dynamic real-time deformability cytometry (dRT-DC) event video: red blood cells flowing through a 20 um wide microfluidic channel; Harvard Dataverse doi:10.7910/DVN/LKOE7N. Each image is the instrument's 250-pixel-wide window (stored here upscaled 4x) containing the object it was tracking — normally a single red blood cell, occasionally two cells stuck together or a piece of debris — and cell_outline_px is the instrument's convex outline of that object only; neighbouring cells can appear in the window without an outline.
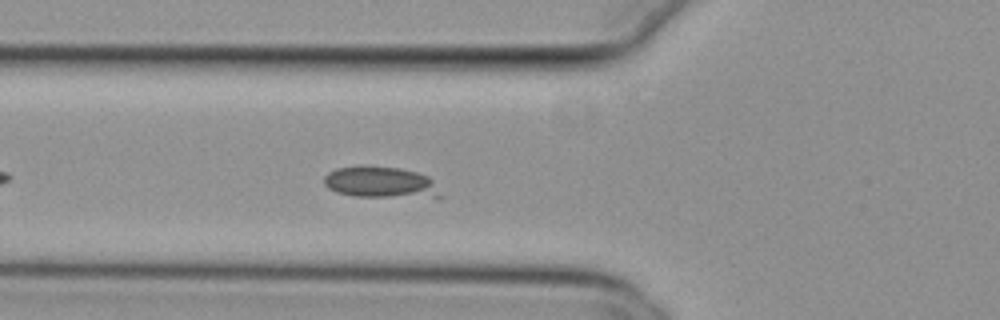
{"species": "common noctule bat (a hibernating species)", "species_latin": "Nyctalus noctula", "temperature_condition": "cold", "stored_images_in_passage": 32, "camera_frame_rate_fps": 3000, "um_per_image_px": 0.085, "animal": {"sex": "female", "body_mass_g": 29.2, "forearm_length_mm": 56.3}, "frame": {"image": 1, "passage_image": 8, "time_ms": 2.333, "image_size_px": [1000, 320], "cell_outline_px": [[444, 196], [436, 200], [352, 196], [336, 192], [328, 188], [324, 184], [324, 176], [328, 172], [336, 168], [360, 164], [364, 164], [400, 168], [416, 172], [428, 176], [432, 180]], "centroid_in_image_um": [32.43, 15.53], "position_along_channel_um": 93.4, "area_um2": 22.66}}
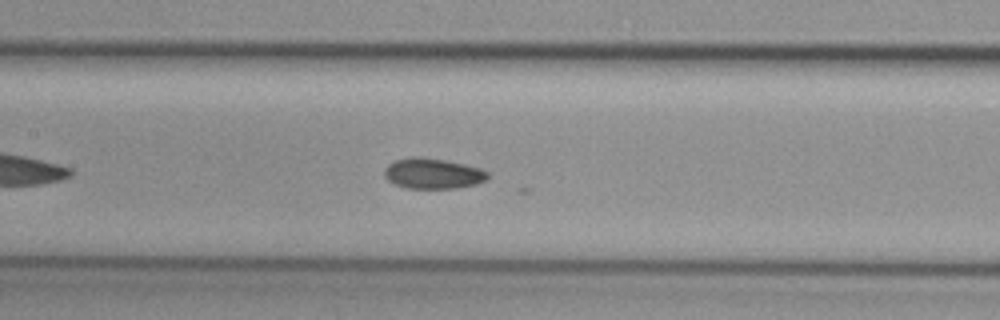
{"frame": {"image": 2, "passage_image": 14, "time_ms": 4.333, "image_size_px": [1000, 320], "cell_outline_px": [[488, 176], [484, 180], [476, 184], [456, 188], [408, 188], [396, 184], [388, 180], [384, 176], [384, 168], [388, 164], [396, 160], [416, 156], [420, 156], [444, 160], [464, 164], [480, 168], [488, 172]], "centroid_in_image_um": [36.77, 14.74], "position_along_channel_um": 170.6, "area_um2": 18.21}}
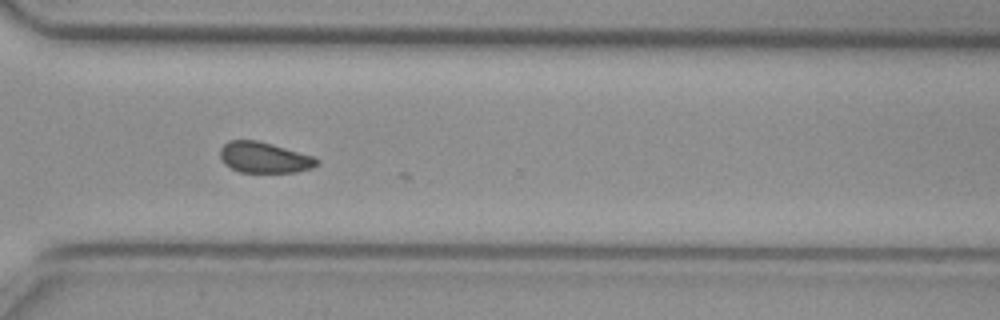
{"frame": {"image": 3, "passage_image": 28, "time_ms": 9.0, "image_size_px": [1000, 320], "cell_outline_px": [[320, 164], [312, 168], [296, 172], [240, 172], [224, 164], [220, 156], [220, 148], [228, 140], [256, 140], [272, 144], [312, 156], [320, 160]], "centroid_in_image_um": [22.46, 13.39], "position_along_channel_um": 348.1, "area_um2": 17.34}}